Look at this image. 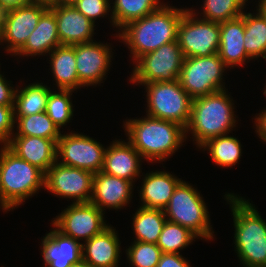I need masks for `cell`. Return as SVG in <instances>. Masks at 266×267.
Instances as JSON below:
<instances>
[{
  "label": "cell",
  "mask_w": 266,
  "mask_h": 267,
  "mask_svg": "<svg viewBox=\"0 0 266 267\" xmlns=\"http://www.w3.org/2000/svg\"><path fill=\"white\" fill-rule=\"evenodd\" d=\"M244 12L241 17L220 22V46L218 55L228 68L242 66L252 59L244 47ZM249 60V61H248Z\"/></svg>",
  "instance_id": "603a6c76"
},
{
  "label": "cell",
  "mask_w": 266,
  "mask_h": 267,
  "mask_svg": "<svg viewBox=\"0 0 266 267\" xmlns=\"http://www.w3.org/2000/svg\"><path fill=\"white\" fill-rule=\"evenodd\" d=\"M134 183L102 171L93 175L92 197L90 203L105 212L106 209L118 210L129 205ZM107 207V208H106Z\"/></svg>",
  "instance_id": "2e32d148"
},
{
  "label": "cell",
  "mask_w": 266,
  "mask_h": 267,
  "mask_svg": "<svg viewBox=\"0 0 266 267\" xmlns=\"http://www.w3.org/2000/svg\"><path fill=\"white\" fill-rule=\"evenodd\" d=\"M135 85H142L146 89V115L187 127L191 116L192 98L182 88L178 79Z\"/></svg>",
  "instance_id": "52a82bcc"
},
{
  "label": "cell",
  "mask_w": 266,
  "mask_h": 267,
  "mask_svg": "<svg viewBox=\"0 0 266 267\" xmlns=\"http://www.w3.org/2000/svg\"><path fill=\"white\" fill-rule=\"evenodd\" d=\"M118 232L109 225L102 232L82 243V256L93 267H118L121 241Z\"/></svg>",
  "instance_id": "ffe728a7"
},
{
  "label": "cell",
  "mask_w": 266,
  "mask_h": 267,
  "mask_svg": "<svg viewBox=\"0 0 266 267\" xmlns=\"http://www.w3.org/2000/svg\"><path fill=\"white\" fill-rule=\"evenodd\" d=\"M0 208L2 209V210H4L3 212H6L7 213V211H11L4 203H3V201H2V199L0 198Z\"/></svg>",
  "instance_id": "bcb514c9"
},
{
  "label": "cell",
  "mask_w": 266,
  "mask_h": 267,
  "mask_svg": "<svg viewBox=\"0 0 266 267\" xmlns=\"http://www.w3.org/2000/svg\"><path fill=\"white\" fill-rule=\"evenodd\" d=\"M266 84V83H265ZM265 88V90H264V92H263V94L266 96V85L264 86Z\"/></svg>",
  "instance_id": "c3c4849f"
},
{
  "label": "cell",
  "mask_w": 266,
  "mask_h": 267,
  "mask_svg": "<svg viewBox=\"0 0 266 267\" xmlns=\"http://www.w3.org/2000/svg\"><path fill=\"white\" fill-rule=\"evenodd\" d=\"M123 126L127 141L150 163L167 160L186 141L184 127L148 115L126 119Z\"/></svg>",
  "instance_id": "7a4b0ae2"
},
{
  "label": "cell",
  "mask_w": 266,
  "mask_h": 267,
  "mask_svg": "<svg viewBox=\"0 0 266 267\" xmlns=\"http://www.w3.org/2000/svg\"><path fill=\"white\" fill-rule=\"evenodd\" d=\"M177 41L184 58L212 56L219 51L220 23L199 18L186 8L178 25Z\"/></svg>",
  "instance_id": "30bf717a"
},
{
  "label": "cell",
  "mask_w": 266,
  "mask_h": 267,
  "mask_svg": "<svg viewBox=\"0 0 266 267\" xmlns=\"http://www.w3.org/2000/svg\"><path fill=\"white\" fill-rule=\"evenodd\" d=\"M41 240L45 267H70L83 259L82 243L62 234L54 226Z\"/></svg>",
  "instance_id": "d6986e66"
},
{
  "label": "cell",
  "mask_w": 266,
  "mask_h": 267,
  "mask_svg": "<svg viewBox=\"0 0 266 267\" xmlns=\"http://www.w3.org/2000/svg\"><path fill=\"white\" fill-rule=\"evenodd\" d=\"M226 90L192 99L191 116L185 128V136L187 139V134H191L199 149L208 140L229 134L236 127L238 120L234 114V101Z\"/></svg>",
  "instance_id": "277c9868"
},
{
  "label": "cell",
  "mask_w": 266,
  "mask_h": 267,
  "mask_svg": "<svg viewBox=\"0 0 266 267\" xmlns=\"http://www.w3.org/2000/svg\"><path fill=\"white\" fill-rule=\"evenodd\" d=\"M109 44L96 40L75 44L76 70L83 88L100 85L106 80L105 76L113 61V51Z\"/></svg>",
  "instance_id": "5bb4252c"
},
{
  "label": "cell",
  "mask_w": 266,
  "mask_h": 267,
  "mask_svg": "<svg viewBox=\"0 0 266 267\" xmlns=\"http://www.w3.org/2000/svg\"><path fill=\"white\" fill-rule=\"evenodd\" d=\"M105 149L104 145L92 137L71 131L61 134L58 139L56 158L60 164L95 174L103 168Z\"/></svg>",
  "instance_id": "8fae6325"
},
{
  "label": "cell",
  "mask_w": 266,
  "mask_h": 267,
  "mask_svg": "<svg viewBox=\"0 0 266 267\" xmlns=\"http://www.w3.org/2000/svg\"><path fill=\"white\" fill-rule=\"evenodd\" d=\"M31 3L44 6L48 9L57 6V0H31Z\"/></svg>",
  "instance_id": "60d3db41"
},
{
  "label": "cell",
  "mask_w": 266,
  "mask_h": 267,
  "mask_svg": "<svg viewBox=\"0 0 266 267\" xmlns=\"http://www.w3.org/2000/svg\"><path fill=\"white\" fill-rule=\"evenodd\" d=\"M142 160L144 161L142 156L129 141L115 139L109 146H106L101 171L135 184L138 178H141Z\"/></svg>",
  "instance_id": "e0dca14e"
},
{
  "label": "cell",
  "mask_w": 266,
  "mask_h": 267,
  "mask_svg": "<svg viewBox=\"0 0 266 267\" xmlns=\"http://www.w3.org/2000/svg\"><path fill=\"white\" fill-rule=\"evenodd\" d=\"M144 178H143V177ZM142 186L139 189L140 206L153 209H162L167 206L174 189L182 181L168 171L153 170L141 175Z\"/></svg>",
  "instance_id": "7402d4cb"
},
{
  "label": "cell",
  "mask_w": 266,
  "mask_h": 267,
  "mask_svg": "<svg viewBox=\"0 0 266 267\" xmlns=\"http://www.w3.org/2000/svg\"><path fill=\"white\" fill-rule=\"evenodd\" d=\"M184 56L178 41L160 46L139 57L134 63L129 81L132 84L175 81L182 68Z\"/></svg>",
  "instance_id": "9c48e42d"
},
{
  "label": "cell",
  "mask_w": 266,
  "mask_h": 267,
  "mask_svg": "<svg viewBox=\"0 0 266 267\" xmlns=\"http://www.w3.org/2000/svg\"><path fill=\"white\" fill-rule=\"evenodd\" d=\"M246 5L245 0H203V12L200 15L192 7L190 9L204 20L220 23L241 17Z\"/></svg>",
  "instance_id": "1f68e13d"
},
{
  "label": "cell",
  "mask_w": 266,
  "mask_h": 267,
  "mask_svg": "<svg viewBox=\"0 0 266 267\" xmlns=\"http://www.w3.org/2000/svg\"><path fill=\"white\" fill-rule=\"evenodd\" d=\"M14 99V120L19 117H26L32 114H38L46 111L47 100L50 92V87L42 82H33L25 85L23 88H18L16 85Z\"/></svg>",
  "instance_id": "484cf974"
},
{
  "label": "cell",
  "mask_w": 266,
  "mask_h": 267,
  "mask_svg": "<svg viewBox=\"0 0 266 267\" xmlns=\"http://www.w3.org/2000/svg\"><path fill=\"white\" fill-rule=\"evenodd\" d=\"M162 251L154 243L134 241L126 249L129 264L133 267H156Z\"/></svg>",
  "instance_id": "e575fe53"
},
{
  "label": "cell",
  "mask_w": 266,
  "mask_h": 267,
  "mask_svg": "<svg viewBox=\"0 0 266 267\" xmlns=\"http://www.w3.org/2000/svg\"><path fill=\"white\" fill-rule=\"evenodd\" d=\"M57 22L61 45H75L94 41L96 25L79 12L73 5L50 8Z\"/></svg>",
  "instance_id": "ac0fdd59"
},
{
  "label": "cell",
  "mask_w": 266,
  "mask_h": 267,
  "mask_svg": "<svg viewBox=\"0 0 266 267\" xmlns=\"http://www.w3.org/2000/svg\"><path fill=\"white\" fill-rule=\"evenodd\" d=\"M105 213L92 203H71L51 224L62 234L85 242L109 226Z\"/></svg>",
  "instance_id": "7c38bea8"
},
{
  "label": "cell",
  "mask_w": 266,
  "mask_h": 267,
  "mask_svg": "<svg viewBox=\"0 0 266 267\" xmlns=\"http://www.w3.org/2000/svg\"><path fill=\"white\" fill-rule=\"evenodd\" d=\"M61 46L54 13L48 9L40 18L37 26L28 37L25 45L14 55L26 57L45 56ZM48 53V54H46Z\"/></svg>",
  "instance_id": "cb8c5ba5"
},
{
  "label": "cell",
  "mask_w": 266,
  "mask_h": 267,
  "mask_svg": "<svg viewBox=\"0 0 266 267\" xmlns=\"http://www.w3.org/2000/svg\"><path fill=\"white\" fill-rule=\"evenodd\" d=\"M255 8L256 13L244 11V47L252 60L266 59V18Z\"/></svg>",
  "instance_id": "83f0119b"
},
{
  "label": "cell",
  "mask_w": 266,
  "mask_h": 267,
  "mask_svg": "<svg viewBox=\"0 0 266 267\" xmlns=\"http://www.w3.org/2000/svg\"><path fill=\"white\" fill-rule=\"evenodd\" d=\"M93 175L90 171L56 161L45 174L44 189L57 197L73 199L72 203H90Z\"/></svg>",
  "instance_id": "4fadbf2b"
},
{
  "label": "cell",
  "mask_w": 266,
  "mask_h": 267,
  "mask_svg": "<svg viewBox=\"0 0 266 267\" xmlns=\"http://www.w3.org/2000/svg\"><path fill=\"white\" fill-rule=\"evenodd\" d=\"M57 91L53 89L50 92L47 100L46 113L61 130L67 123L71 122L70 120L74 116V107L71 100L74 91L62 89H58Z\"/></svg>",
  "instance_id": "836d02e7"
},
{
  "label": "cell",
  "mask_w": 266,
  "mask_h": 267,
  "mask_svg": "<svg viewBox=\"0 0 266 267\" xmlns=\"http://www.w3.org/2000/svg\"><path fill=\"white\" fill-rule=\"evenodd\" d=\"M16 132L12 136H35L52 139L56 143L61 136L59 127L49 118L46 111L19 117L15 121Z\"/></svg>",
  "instance_id": "4dcf8cb0"
},
{
  "label": "cell",
  "mask_w": 266,
  "mask_h": 267,
  "mask_svg": "<svg viewBox=\"0 0 266 267\" xmlns=\"http://www.w3.org/2000/svg\"><path fill=\"white\" fill-rule=\"evenodd\" d=\"M14 105H0V145L7 146L15 132Z\"/></svg>",
  "instance_id": "8d00e7d4"
},
{
  "label": "cell",
  "mask_w": 266,
  "mask_h": 267,
  "mask_svg": "<svg viewBox=\"0 0 266 267\" xmlns=\"http://www.w3.org/2000/svg\"><path fill=\"white\" fill-rule=\"evenodd\" d=\"M199 239L188 228L166 220L157 241L162 253L180 254V251Z\"/></svg>",
  "instance_id": "d6a6232c"
},
{
  "label": "cell",
  "mask_w": 266,
  "mask_h": 267,
  "mask_svg": "<svg viewBox=\"0 0 266 267\" xmlns=\"http://www.w3.org/2000/svg\"><path fill=\"white\" fill-rule=\"evenodd\" d=\"M203 198L195 187L182 180L163 211L168 221L188 228L201 240L212 241L214 231Z\"/></svg>",
  "instance_id": "8992f818"
},
{
  "label": "cell",
  "mask_w": 266,
  "mask_h": 267,
  "mask_svg": "<svg viewBox=\"0 0 266 267\" xmlns=\"http://www.w3.org/2000/svg\"><path fill=\"white\" fill-rule=\"evenodd\" d=\"M233 215L234 248L242 267H266V220L249 200L224 195Z\"/></svg>",
  "instance_id": "3957f363"
},
{
  "label": "cell",
  "mask_w": 266,
  "mask_h": 267,
  "mask_svg": "<svg viewBox=\"0 0 266 267\" xmlns=\"http://www.w3.org/2000/svg\"><path fill=\"white\" fill-rule=\"evenodd\" d=\"M50 66L56 89L76 91L83 86L79 83L76 70L75 45H61L50 53ZM55 79V80H54Z\"/></svg>",
  "instance_id": "d4e9b609"
},
{
  "label": "cell",
  "mask_w": 266,
  "mask_h": 267,
  "mask_svg": "<svg viewBox=\"0 0 266 267\" xmlns=\"http://www.w3.org/2000/svg\"><path fill=\"white\" fill-rule=\"evenodd\" d=\"M134 241L156 244L167 220L162 209L140 206L133 214Z\"/></svg>",
  "instance_id": "f1b7e54d"
},
{
  "label": "cell",
  "mask_w": 266,
  "mask_h": 267,
  "mask_svg": "<svg viewBox=\"0 0 266 267\" xmlns=\"http://www.w3.org/2000/svg\"><path fill=\"white\" fill-rule=\"evenodd\" d=\"M111 12L110 23L117 32L127 23L141 19L157 10L163 2L160 0H110Z\"/></svg>",
  "instance_id": "4316f807"
},
{
  "label": "cell",
  "mask_w": 266,
  "mask_h": 267,
  "mask_svg": "<svg viewBox=\"0 0 266 267\" xmlns=\"http://www.w3.org/2000/svg\"><path fill=\"white\" fill-rule=\"evenodd\" d=\"M47 10L48 8L44 6L32 3L8 10L5 27L0 37V45L2 43L6 45L5 52L14 56L25 45Z\"/></svg>",
  "instance_id": "9a60e30c"
},
{
  "label": "cell",
  "mask_w": 266,
  "mask_h": 267,
  "mask_svg": "<svg viewBox=\"0 0 266 267\" xmlns=\"http://www.w3.org/2000/svg\"><path fill=\"white\" fill-rule=\"evenodd\" d=\"M256 7L265 15L266 18V2L257 3Z\"/></svg>",
  "instance_id": "f6af8a7d"
},
{
  "label": "cell",
  "mask_w": 266,
  "mask_h": 267,
  "mask_svg": "<svg viewBox=\"0 0 266 267\" xmlns=\"http://www.w3.org/2000/svg\"><path fill=\"white\" fill-rule=\"evenodd\" d=\"M7 12H8V10L0 4V37H1L3 29L5 27Z\"/></svg>",
  "instance_id": "b9f144b4"
},
{
  "label": "cell",
  "mask_w": 266,
  "mask_h": 267,
  "mask_svg": "<svg viewBox=\"0 0 266 267\" xmlns=\"http://www.w3.org/2000/svg\"><path fill=\"white\" fill-rule=\"evenodd\" d=\"M109 0H77L73 6L87 17L92 23L99 18L109 17L111 4Z\"/></svg>",
  "instance_id": "d590c367"
},
{
  "label": "cell",
  "mask_w": 266,
  "mask_h": 267,
  "mask_svg": "<svg viewBox=\"0 0 266 267\" xmlns=\"http://www.w3.org/2000/svg\"><path fill=\"white\" fill-rule=\"evenodd\" d=\"M7 147L19 158L40 169L44 174L57 161V143L35 136H12Z\"/></svg>",
  "instance_id": "44dd1931"
},
{
  "label": "cell",
  "mask_w": 266,
  "mask_h": 267,
  "mask_svg": "<svg viewBox=\"0 0 266 267\" xmlns=\"http://www.w3.org/2000/svg\"><path fill=\"white\" fill-rule=\"evenodd\" d=\"M245 1L248 3L249 0H245ZM260 2H266V0H258V3Z\"/></svg>",
  "instance_id": "7dc6e473"
},
{
  "label": "cell",
  "mask_w": 266,
  "mask_h": 267,
  "mask_svg": "<svg viewBox=\"0 0 266 267\" xmlns=\"http://www.w3.org/2000/svg\"><path fill=\"white\" fill-rule=\"evenodd\" d=\"M242 144L239 139L227 134L212 138L200 149L209 151L211 160L222 168L234 166L242 156Z\"/></svg>",
  "instance_id": "f546056e"
},
{
  "label": "cell",
  "mask_w": 266,
  "mask_h": 267,
  "mask_svg": "<svg viewBox=\"0 0 266 267\" xmlns=\"http://www.w3.org/2000/svg\"><path fill=\"white\" fill-rule=\"evenodd\" d=\"M183 8L164 3L145 17L127 23L118 34L115 33L116 38L127 45L133 63L142 55L177 40L178 25L186 10Z\"/></svg>",
  "instance_id": "6da1fadb"
},
{
  "label": "cell",
  "mask_w": 266,
  "mask_h": 267,
  "mask_svg": "<svg viewBox=\"0 0 266 267\" xmlns=\"http://www.w3.org/2000/svg\"><path fill=\"white\" fill-rule=\"evenodd\" d=\"M11 83L0 71V105H14L16 87Z\"/></svg>",
  "instance_id": "74e56055"
},
{
  "label": "cell",
  "mask_w": 266,
  "mask_h": 267,
  "mask_svg": "<svg viewBox=\"0 0 266 267\" xmlns=\"http://www.w3.org/2000/svg\"><path fill=\"white\" fill-rule=\"evenodd\" d=\"M0 4L7 10L31 4V0H0Z\"/></svg>",
  "instance_id": "ab89813d"
},
{
  "label": "cell",
  "mask_w": 266,
  "mask_h": 267,
  "mask_svg": "<svg viewBox=\"0 0 266 267\" xmlns=\"http://www.w3.org/2000/svg\"><path fill=\"white\" fill-rule=\"evenodd\" d=\"M70 267H93L90 264H88L86 261H84L83 259L81 261H79L78 263H75L73 265H71Z\"/></svg>",
  "instance_id": "ee69618b"
},
{
  "label": "cell",
  "mask_w": 266,
  "mask_h": 267,
  "mask_svg": "<svg viewBox=\"0 0 266 267\" xmlns=\"http://www.w3.org/2000/svg\"><path fill=\"white\" fill-rule=\"evenodd\" d=\"M77 0H57V6L73 5Z\"/></svg>",
  "instance_id": "7bdbcfd3"
},
{
  "label": "cell",
  "mask_w": 266,
  "mask_h": 267,
  "mask_svg": "<svg viewBox=\"0 0 266 267\" xmlns=\"http://www.w3.org/2000/svg\"><path fill=\"white\" fill-rule=\"evenodd\" d=\"M227 68L218 53L184 58L178 81L192 99L203 97L226 89L223 75Z\"/></svg>",
  "instance_id": "ba28073f"
},
{
  "label": "cell",
  "mask_w": 266,
  "mask_h": 267,
  "mask_svg": "<svg viewBox=\"0 0 266 267\" xmlns=\"http://www.w3.org/2000/svg\"><path fill=\"white\" fill-rule=\"evenodd\" d=\"M45 188V174L7 146L0 148V198L11 210Z\"/></svg>",
  "instance_id": "5b68a950"
},
{
  "label": "cell",
  "mask_w": 266,
  "mask_h": 267,
  "mask_svg": "<svg viewBox=\"0 0 266 267\" xmlns=\"http://www.w3.org/2000/svg\"><path fill=\"white\" fill-rule=\"evenodd\" d=\"M190 263L182 254L162 253L156 267H191Z\"/></svg>",
  "instance_id": "f35d334b"
}]
</instances>
